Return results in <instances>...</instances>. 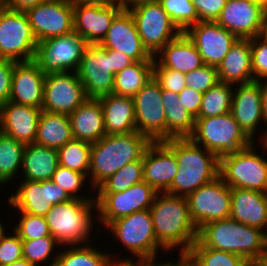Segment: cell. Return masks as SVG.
<instances>
[{"instance_id": "6da1fadb", "label": "cell", "mask_w": 267, "mask_h": 266, "mask_svg": "<svg viewBox=\"0 0 267 266\" xmlns=\"http://www.w3.org/2000/svg\"><path fill=\"white\" fill-rule=\"evenodd\" d=\"M150 214L157 242L168 252L187 253L197 240L186 197L158 192ZM170 251V252H169Z\"/></svg>"}, {"instance_id": "7a4b0ae2", "label": "cell", "mask_w": 267, "mask_h": 266, "mask_svg": "<svg viewBox=\"0 0 267 266\" xmlns=\"http://www.w3.org/2000/svg\"><path fill=\"white\" fill-rule=\"evenodd\" d=\"M151 141L138 131L103 136L91 145L89 187L95 189L124 165L140 160Z\"/></svg>"}, {"instance_id": "3957f363", "label": "cell", "mask_w": 267, "mask_h": 266, "mask_svg": "<svg viewBox=\"0 0 267 266\" xmlns=\"http://www.w3.org/2000/svg\"><path fill=\"white\" fill-rule=\"evenodd\" d=\"M177 159L178 172L166 193L187 197L219 176V158L190 138L164 141Z\"/></svg>"}, {"instance_id": "277c9868", "label": "cell", "mask_w": 267, "mask_h": 266, "mask_svg": "<svg viewBox=\"0 0 267 266\" xmlns=\"http://www.w3.org/2000/svg\"><path fill=\"white\" fill-rule=\"evenodd\" d=\"M197 241L205 247L246 258L251 264L265 252L263 230L227 218L198 229Z\"/></svg>"}, {"instance_id": "5b68a950", "label": "cell", "mask_w": 267, "mask_h": 266, "mask_svg": "<svg viewBox=\"0 0 267 266\" xmlns=\"http://www.w3.org/2000/svg\"><path fill=\"white\" fill-rule=\"evenodd\" d=\"M92 211L96 213L95 200L72 198L54 205L44 217L51 236L61 246L82 245L92 242L90 236L97 221Z\"/></svg>"}, {"instance_id": "8992f818", "label": "cell", "mask_w": 267, "mask_h": 266, "mask_svg": "<svg viewBox=\"0 0 267 266\" xmlns=\"http://www.w3.org/2000/svg\"><path fill=\"white\" fill-rule=\"evenodd\" d=\"M218 158L249 147L253 141L245 134L231 112L213 117H196L189 137Z\"/></svg>"}, {"instance_id": "52a82bcc", "label": "cell", "mask_w": 267, "mask_h": 266, "mask_svg": "<svg viewBox=\"0 0 267 266\" xmlns=\"http://www.w3.org/2000/svg\"><path fill=\"white\" fill-rule=\"evenodd\" d=\"M257 143L219 158V176L231 188L267 193V158L258 154ZM257 151V152H256Z\"/></svg>"}, {"instance_id": "ba28073f", "label": "cell", "mask_w": 267, "mask_h": 266, "mask_svg": "<svg viewBox=\"0 0 267 266\" xmlns=\"http://www.w3.org/2000/svg\"><path fill=\"white\" fill-rule=\"evenodd\" d=\"M106 229L115 236L114 241H119L117 244L132 253L133 259L159 258L160 251L167 252L156 240L149 209L112 221Z\"/></svg>"}, {"instance_id": "9c48e42d", "label": "cell", "mask_w": 267, "mask_h": 266, "mask_svg": "<svg viewBox=\"0 0 267 266\" xmlns=\"http://www.w3.org/2000/svg\"><path fill=\"white\" fill-rule=\"evenodd\" d=\"M37 44L26 13L0 5V58L32 61Z\"/></svg>"}, {"instance_id": "30bf717a", "label": "cell", "mask_w": 267, "mask_h": 266, "mask_svg": "<svg viewBox=\"0 0 267 266\" xmlns=\"http://www.w3.org/2000/svg\"><path fill=\"white\" fill-rule=\"evenodd\" d=\"M129 11L142 44L152 57L181 33L157 0L136 5Z\"/></svg>"}, {"instance_id": "8fae6325", "label": "cell", "mask_w": 267, "mask_h": 266, "mask_svg": "<svg viewBox=\"0 0 267 266\" xmlns=\"http://www.w3.org/2000/svg\"><path fill=\"white\" fill-rule=\"evenodd\" d=\"M158 192L144 180L119 193H97L96 220L107 227L112 221L150 209Z\"/></svg>"}, {"instance_id": "7c38bea8", "label": "cell", "mask_w": 267, "mask_h": 266, "mask_svg": "<svg viewBox=\"0 0 267 266\" xmlns=\"http://www.w3.org/2000/svg\"><path fill=\"white\" fill-rule=\"evenodd\" d=\"M88 45L75 32L48 38L38 42L34 61L45 74L76 72Z\"/></svg>"}, {"instance_id": "4fadbf2b", "label": "cell", "mask_w": 267, "mask_h": 266, "mask_svg": "<svg viewBox=\"0 0 267 266\" xmlns=\"http://www.w3.org/2000/svg\"><path fill=\"white\" fill-rule=\"evenodd\" d=\"M190 217L199 229L208 222L227 219L231 210V187L220 176L186 197Z\"/></svg>"}, {"instance_id": "5bb4252c", "label": "cell", "mask_w": 267, "mask_h": 266, "mask_svg": "<svg viewBox=\"0 0 267 266\" xmlns=\"http://www.w3.org/2000/svg\"><path fill=\"white\" fill-rule=\"evenodd\" d=\"M20 182L16 186V191L11 192L7 199L9 206L12 209L15 208L16 214L45 216L54 205L72 199L62 187L52 180H20Z\"/></svg>"}, {"instance_id": "9a60e30c", "label": "cell", "mask_w": 267, "mask_h": 266, "mask_svg": "<svg viewBox=\"0 0 267 266\" xmlns=\"http://www.w3.org/2000/svg\"><path fill=\"white\" fill-rule=\"evenodd\" d=\"M137 131L151 142L166 141V114L160 84L151 78L133 97Z\"/></svg>"}, {"instance_id": "2e32d148", "label": "cell", "mask_w": 267, "mask_h": 266, "mask_svg": "<svg viewBox=\"0 0 267 266\" xmlns=\"http://www.w3.org/2000/svg\"><path fill=\"white\" fill-rule=\"evenodd\" d=\"M74 2L46 0L25 11L38 42L74 32Z\"/></svg>"}, {"instance_id": "e0dca14e", "label": "cell", "mask_w": 267, "mask_h": 266, "mask_svg": "<svg viewBox=\"0 0 267 266\" xmlns=\"http://www.w3.org/2000/svg\"><path fill=\"white\" fill-rule=\"evenodd\" d=\"M87 99L77 72L67 71L46 74L43 111L70 115Z\"/></svg>"}, {"instance_id": "ac0fdd59", "label": "cell", "mask_w": 267, "mask_h": 266, "mask_svg": "<svg viewBox=\"0 0 267 266\" xmlns=\"http://www.w3.org/2000/svg\"><path fill=\"white\" fill-rule=\"evenodd\" d=\"M122 9L115 0L74 2V32L89 44H99Z\"/></svg>"}, {"instance_id": "d6986e66", "label": "cell", "mask_w": 267, "mask_h": 266, "mask_svg": "<svg viewBox=\"0 0 267 266\" xmlns=\"http://www.w3.org/2000/svg\"><path fill=\"white\" fill-rule=\"evenodd\" d=\"M76 72L87 98L99 99L113 93L114 75L111 73L107 48L89 44Z\"/></svg>"}, {"instance_id": "ffe728a7", "label": "cell", "mask_w": 267, "mask_h": 266, "mask_svg": "<svg viewBox=\"0 0 267 266\" xmlns=\"http://www.w3.org/2000/svg\"><path fill=\"white\" fill-rule=\"evenodd\" d=\"M267 21V8L251 0H227L215 21L238 39L262 36Z\"/></svg>"}, {"instance_id": "44dd1931", "label": "cell", "mask_w": 267, "mask_h": 266, "mask_svg": "<svg viewBox=\"0 0 267 266\" xmlns=\"http://www.w3.org/2000/svg\"><path fill=\"white\" fill-rule=\"evenodd\" d=\"M184 33L194 43L203 63L218 67L238 39L215 21L197 22Z\"/></svg>"}, {"instance_id": "7402d4cb", "label": "cell", "mask_w": 267, "mask_h": 266, "mask_svg": "<svg viewBox=\"0 0 267 266\" xmlns=\"http://www.w3.org/2000/svg\"><path fill=\"white\" fill-rule=\"evenodd\" d=\"M103 48L117 50L134 61H154L144 48L133 16L122 9L113 19L106 36L99 43Z\"/></svg>"}, {"instance_id": "603a6c76", "label": "cell", "mask_w": 267, "mask_h": 266, "mask_svg": "<svg viewBox=\"0 0 267 266\" xmlns=\"http://www.w3.org/2000/svg\"><path fill=\"white\" fill-rule=\"evenodd\" d=\"M234 86L231 114L245 134L253 142H257L254 137L258 129H260L258 126L261 123L264 124L261 103V81Z\"/></svg>"}, {"instance_id": "cb8c5ba5", "label": "cell", "mask_w": 267, "mask_h": 266, "mask_svg": "<svg viewBox=\"0 0 267 266\" xmlns=\"http://www.w3.org/2000/svg\"><path fill=\"white\" fill-rule=\"evenodd\" d=\"M178 172L174 151L164 142H151L143 155V180L157 192H166Z\"/></svg>"}, {"instance_id": "d4e9b609", "label": "cell", "mask_w": 267, "mask_h": 266, "mask_svg": "<svg viewBox=\"0 0 267 266\" xmlns=\"http://www.w3.org/2000/svg\"><path fill=\"white\" fill-rule=\"evenodd\" d=\"M45 77L34 60L16 62L9 101L42 109Z\"/></svg>"}, {"instance_id": "484cf974", "label": "cell", "mask_w": 267, "mask_h": 266, "mask_svg": "<svg viewBox=\"0 0 267 266\" xmlns=\"http://www.w3.org/2000/svg\"><path fill=\"white\" fill-rule=\"evenodd\" d=\"M42 109L8 101L0 105V131L24 145L34 143Z\"/></svg>"}, {"instance_id": "4316f807", "label": "cell", "mask_w": 267, "mask_h": 266, "mask_svg": "<svg viewBox=\"0 0 267 266\" xmlns=\"http://www.w3.org/2000/svg\"><path fill=\"white\" fill-rule=\"evenodd\" d=\"M229 218L239 223L264 229L267 222V193L243 188H231Z\"/></svg>"}, {"instance_id": "83f0119b", "label": "cell", "mask_w": 267, "mask_h": 266, "mask_svg": "<svg viewBox=\"0 0 267 266\" xmlns=\"http://www.w3.org/2000/svg\"><path fill=\"white\" fill-rule=\"evenodd\" d=\"M220 82L241 85L254 82L250 39H237L217 67Z\"/></svg>"}, {"instance_id": "f1b7e54d", "label": "cell", "mask_w": 267, "mask_h": 266, "mask_svg": "<svg viewBox=\"0 0 267 266\" xmlns=\"http://www.w3.org/2000/svg\"><path fill=\"white\" fill-rule=\"evenodd\" d=\"M154 60L165 68L189 73L204 65L199 51L188 36L181 32L167 43L155 56Z\"/></svg>"}, {"instance_id": "f546056e", "label": "cell", "mask_w": 267, "mask_h": 266, "mask_svg": "<svg viewBox=\"0 0 267 266\" xmlns=\"http://www.w3.org/2000/svg\"><path fill=\"white\" fill-rule=\"evenodd\" d=\"M73 139L98 142L106 135L102 106L98 99H87L69 115Z\"/></svg>"}, {"instance_id": "4dcf8cb0", "label": "cell", "mask_w": 267, "mask_h": 266, "mask_svg": "<svg viewBox=\"0 0 267 266\" xmlns=\"http://www.w3.org/2000/svg\"><path fill=\"white\" fill-rule=\"evenodd\" d=\"M98 100L103 110L106 135L137 131L133 97L112 93Z\"/></svg>"}, {"instance_id": "1f68e13d", "label": "cell", "mask_w": 267, "mask_h": 266, "mask_svg": "<svg viewBox=\"0 0 267 266\" xmlns=\"http://www.w3.org/2000/svg\"><path fill=\"white\" fill-rule=\"evenodd\" d=\"M59 166L58 151L36 143L25 146L22 159L21 180H51Z\"/></svg>"}, {"instance_id": "d6a6232c", "label": "cell", "mask_w": 267, "mask_h": 266, "mask_svg": "<svg viewBox=\"0 0 267 266\" xmlns=\"http://www.w3.org/2000/svg\"><path fill=\"white\" fill-rule=\"evenodd\" d=\"M72 139L69 115L41 111L34 143L58 150Z\"/></svg>"}, {"instance_id": "836d02e7", "label": "cell", "mask_w": 267, "mask_h": 266, "mask_svg": "<svg viewBox=\"0 0 267 266\" xmlns=\"http://www.w3.org/2000/svg\"><path fill=\"white\" fill-rule=\"evenodd\" d=\"M178 99L177 93L162 89V105L166 114V140L189 138L195 127V117Z\"/></svg>"}, {"instance_id": "e575fe53", "label": "cell", "mask_w": 267, "mask_h": 266, "mask_svg": "<svg viewBox=\"0 0 267 266\" xmlns=\"http://www.w3.org/2000/svg\"><path fill=\"white\" fill-rule=\"evenodd\" d=\"M68 247V248H66ZM64 250H59L55 266H108L114 256L112 248L101 251V247H95L94 243L82 245H66ZM106 251V252H105ZM113 253V254H112Z\"/></svg>"}, {"instance_id": "d590c367", "label": "cell", "mask_w": 267, "mask_h": 266, "mask_svg": "<svg viewBox=\"0 0 267 266\" xmlns=\"http://www.w3.org/2000/svg\"><path fill=\"white\" fill-rule=\"evenodd\" d=\"M154 61H135L114 75L113 94L134 97L153 77Z\"/></svg>"}, {"instance_id": "8d00e7d4", "label": "cell", "mask_w": 267, "mask_h": 266, "mask_svg": "<svg viewBox=\"0 0 267 266\" xmlns=\"http://www.w3.org/2000/svg\"><path fill=\"white\" fill-rule=\"evenodd\" d=\"M23 143L0 131V187L12 182L21 172Z\"/></svg>"}, {"instance_id": "74e56055", "label": "cell", "mask_w": 267, "mask_h": 266, "mask_svg": "<svg viewBox=\"0 0 267 266\" xmlns=\"http://www.w3.org/2000/svg\"><path fill=\"white\" fill-rule=\"evenodd\" d=\"M234 85L218 82L203 93L197 117L221 116L231 112Z\"/></svg>"}, {"instance_id": "f35d334b", "label": "cell", "mask_w": 267, "mask_h": 266, "mask_svg": "<svg viewBox=\"0 0 267 266\" xmlns=\"http://www.w3.org/2000/svg\"><path fill=\"white\" fill-rule=\"evenodd\" d=\"M187 254L196 266H252L244 257L202 246L197 240Z\"/></svg>"}, {"instance_id": "ab89813d", "label": "cell", "mask_w": 267, "mask_h": 266, "mask_svg": "<svg viewBox=\"0 0 267 266\" xmlns=\"http://www.w3.org/2000/svg\"><path fill=\"white\" fill-rule=\"evenodd\" d=\"M92 143L72 139L58 151L59 165L88 176Z\"/></svg>"}, {"instance_id": "60d3db41", "label": "cell", "mask_w": 267, "mask_h": 266, "mask_svg": "<svg viewBox=\"0 0 267 266\" xmlns=\"http://www.w3.org/2000/svg\"><path fill=\"white\" fill-rule=\"evenodd\" d=\"M143 181V158L124 165L119 171L104 180L96 189L97 193H119Z\"/></svg>"}, {"instance_id": "b9f144b4", "label": "cell", "mask_w": 267, "mask_h": 266, "mask_svg": "<svg viewBox=\"0 0 267 266\" xmlns=\"http://www.w3.org/2000/svg\"><path fill=\"white\" fill-rule=\"evenodd\" d=\"M59 246L61 249V245L52 236L22 240L23 258L28 260L34 266H42L46 263L48 266H55L59 253V250L56 251L55 249H58Z\"/></svg>"}, {"instance_id": "7bdbcfd3", "label": "cell", "mask_w": 267, "mask_h": 266, "mask_svg": "<svg viewBox=\"0 0 267 266\" xmlns=\"http://www.w3.org/2000/svg\"><path fill=\"white\" fill-rule=\"evenodd\" d=\"M170 20L184 32L188 27L198 22V13L191 0H157Z\"/></svg>"}, {"instance_id": "ee69618b", "label": "cell", "mask_w": 267, "mask_h": 266, "mask_svg": "<svg viewBox=\"0 0 267 266\" xmlns=\"http://www.w3.org/2000/svg\"><path fill=\"white\" fill-rule=\"evenodd\" d=\"M51 180L62 187L71 198L80 200H95V195L92 194L90 196L88 194V196H84L82 192L83 187H86L84 186L86 183L85 181H89L88 176L85 174L59 165L55 173L52 175ZM79 191L82 193L81 195Z\"/></svg>"}, {"instance_id": "f6af8a7d", "label": "cell", "mask_w": 267, "mask_h": 266, "mask_svg": "<svg viewBox=\"0 0 267 266\" xmlns=\"http://www.w3.org/2000/svg\"><path fill=\"white\" fill-rule=\"evenodd\" d=\"M18 223L15 222L13 230L21 240H31L51 236L44 216L19 213Z\"/></svg>"}, {"instance_id": "bcb514c9", "label": "cell", "mask_w": 267, "mask_h": 266, "mask_svg": "<svg viewBox=\"0 0 267 266\" xmlns=\"http://www.w3.org/2000/svg\"><path fill=\"white\" fill-rule=\"evenodd\" d=\"M186 84L201 93H206L211 87L220 82L217 67L203 65L185 75Z\"/></svg>"}, {"instance_id": "7dc6e473", "label": "cell", "mask_w": 267, "mask_h": 266, "mask_svg": "<svg viewBox=\"0 0 267 266\" xmlns=\"http://www.w3.org/2000/svg\"><path fill=\"white\" fill-rule=\"evenodd\" d=\"M254 81L267 80V41L263 36L250 39Z\"/></svg>"}, {"instance_id": "c3c4849f", "label": "cell", "mask_w": 267, "mask_h": 266, "mask_svg": "<svg viewBox=\"0 0 267 266\" xmlns=\"http://www.w3.org/2000/svg\"><path fill=\"white\" fill-rule=\"evenodd\" d=\"M185 75L186 73L161 67L154 60L153 77L160 84L161 89H167L179 94L187 86Z\"/></svg>"}, {"instance_id": "681fc988", "label": "cell", "mask_w": 267, "mask_h": 266, "mask_svg": "<svg viewBox=\"0 0 267 266\" xmlns=\"http://www.w3.org/2000/svg\"><path fill=\"white\" fill-rule=\"evenodd\" d=\"M12 231L11 233L7 232L0 242V266L11 264L23 258L22 240L13 229Z\"/></svg>"}, {"instance_id": "f907efd6", "label": "cell", "mask_w": 267, "mask_h": 266, "mask_svg": "<svg viewBox=\"0 0 267 266\" xmlns=\"http://www.w3.org/2000/svg\"><path fill=\"white\" fill-rule=\"evenodd\" d=\"M198 13V22L216 21L227 0H191Z\"/></svg>"}, {"instance_id": "816d5d0a", "label": "cell", "mask_w": 267, "mask_h": 266, "mask_svg": "<svg viewBox=\"0 0 267 266\" xmlns=\"http://www.w3.org/2000/svg\"><path fill=\"white\" fill-rule=\"evenodd\" d=\"M15 61L0 58V105L9 101Z\"/></svg>"}, {"instance_id": "f5cc1de1", "label": "cell", "mask_w": 267, "mask_h": 266, "mask_svg": "<svg viewBox=\"0 0 267 266\" xmlns=\"http://www.w3.org/2000/svg\"><path fill=\"white\" fill-rule=\"evenodd\" d=\"M203 93L186 86L179 94V102L195 118L199 115Z\"/></svg>"}, {"instance_id": "db71d44e", "label": "cell", "mask_w": 267, "mask_h": 266, "mask_svg": "<svg viewBox=\"0 0 267 266\" xmlns=\"http://www.w3.org/2000/svg\"><path fill=\"white\" fill-rule=\"evenodd\" d=\"M108 58H110L111 73L113 75L135 62L129 56L112 49H108Z\"/></svg>"}, {"instance_id": "11a10c76", "label": "cell", "mask_w": 267, "mask_h": 266, "mask_svg": "<svg viewBox=\"0 0 267 266\" xmlns=\"http://www.w3.org/2000/svg\"><path fill=\"white\" fill-rule=\"evenodd\" d=\"M44 1L46 0H0V5L8 9L25 12Z\"/></svg>"}, {"instance_id": "9f6ffc18", "label": "cell", "mask_w": 267, "mask_h": 266, "mask_svg": "<svg viewBox=\"0 0 267 266\" xmlns=\"http://www.w3.org/2000/svg\"><path fill=\"white\" fill-rule=\"evenodd\" d=\"M261 103H262V115H263V122L264 130L261 132L260 136L258 137L259 140L257 143H267V80L261 81Z\"/></svg>"}, {"instance_id": "6f0895ef", "label": "cell", "mask_w": 267, "mask_h": 266, "mask_svg": "<svg viewBox=\"0 0 267 266\" xmlns=\"http://www.w3.org/2000/svg\"><path fill=\"white\" fill-rule=\"evenodd\" d=\"M177 260V263L175 261L171 262V260H164V266H196L187 253H179V259Z\"/></svg>"}, {"instance_id": "680465c9", "label": "cell", "mask_w": 267, "mask_h": 266, "mask_svg": "<svg viewBox=\"0 0 267 266\" xmlns=\"http://www.w3.org/2000/svg\"><path fill=\"white\" fill-rule=\"evenodd\" d=\"M108 266H140V259L130 258H111Z\"/></svg>"}, {"instance_id": "91938a15", "label": "cell", "mask_w": 267, "mask_h": 266, "mask_svg": "<svg viewBox=\"0 0 267 266\" xmlns=\"http://www.w3.org/2000/svg\"><path fill=\"white\" fill-rule=\"evenodd\" d=\"M124 10H129L136 5L152 2L155 0H115Z\"/></svg>"}, {"instance_id": "94428289", "label": "cell", "mask_w": 267, "mask_h": 266, "mask_svg": "<svg viewBox=\"0 0 267 266\" xmlns=\"http://www.w3.org/2000/svg\"><path fill=\"white\" fill-rule=\"evenodd\" d=\"M157 259L159 258L140 259V266H164V262H158Z\"/></svg>"}, {"instance_id": "6125c7cd", "label": "cell", "mask_w": 267, "mask_h": 266, "mask_svg": "<svg viewBox=\"0 0 267 266\" xmlns=\"http://www.w3.org/2000/svg\"><path fill=\"white\" fill-rule=\"evenodd\" d=\"M252 266H267V251L263 252L253 263Z\"/></svg>"}, {"instance_id": "be15d7a7", "label": "cell", "mask_w": 267, "mask_h": 266, "mask_svg": "<svg viewBox=\"0 0 267 266\" xmlns=\"http://www.w3.org/2000/svg\"><path fill=\"white\" fill-rule=\"evenodd\" d=\"M5 266H34L33 264H31L28 260H26L25 258H21L11 264L5 265Z\"/></svg>"}, {"instance_id": "e7e4bbea", "label": "cell", "mask_w": 267, "mask_h": 266, "mask_svg": "<svg viewBox=\"0 0 267 266\" xmlns=\"http://www.w3.org/2000/svg\"><path fill=\"white\" fill-rule=\"evenodd\" d=\"M5 223H2L1 219H0V242L3 239V237L7 234L6 231V225H4Z\"/></svg>"}, {"instance_id": "03108f58", "label": "cell", "mask_w": 267, "mask_h": 266, "mask_svg": "<svg viewBox=\"0 0 267 266\" xmlns=\"http://www.w3.org/2000/svg\"><path fill=\"white\" fill-rule=\"evenodd\" d=\"M263 236H264L265 250L267 251V222L265 228L263 229Z\"/></svg>"}, {"instance_id": "003e7915", "label": "cell", "mask_w": 267, "mask_h": 266, "mask_svg": "<svg viewBox=\"0 0 267 266\" xmlns=\"http://www.w3.org/2000/svg\"><path fill=\"white\" fill-rule=\"evenodd\" d=\"M251 1H255L257 3H260L261 5H263L267 8V0H251Z\"/></svg>"}, {"instance_id": "a7ac6f4b", "label": "cell", "mask_w": 267, "mask_h": 266, "mask_svg": "<svg viewBox=\"0 0 267 266\" xmlns=\"http://www.w3.org/2000/svg\"><path fill=\"white\" fill-rule=\"evenodd\" d=\"M70 1H72V2H77V1H90V2H92V1H104V2H111L113 0H70Z\"/></svg>"}, {"instance_id": "89a4df30", "label": "cell", "mask_w": 267, "mask_h": 266, "mask_svg": "<svg viewBox=\"0 0 267 266\" xmlns=\"http://www.w3.org/2000/svg\"><path fill=\"white\" fill-rule=\"evenodd\" d=\"M262 36H263V37L266 39V41H267V21H266V25H265V27H264V29H263Z\"/></svg>"}, {"instance_id": "2644e50d", "label": "cell", "mask_w": 267, "mask_h": 266, "mask_svg": "<svg viewBox=\"0 0 267 266\" xmlns=\"http://www.w3.org/2000/svg\"><path fill=\"white\" fill-rule=\"evenodd\" d=\"M259 145L261 146L260 148L263 149V153L267 152V143H259Z\"/></svg>"}]
</instances>
